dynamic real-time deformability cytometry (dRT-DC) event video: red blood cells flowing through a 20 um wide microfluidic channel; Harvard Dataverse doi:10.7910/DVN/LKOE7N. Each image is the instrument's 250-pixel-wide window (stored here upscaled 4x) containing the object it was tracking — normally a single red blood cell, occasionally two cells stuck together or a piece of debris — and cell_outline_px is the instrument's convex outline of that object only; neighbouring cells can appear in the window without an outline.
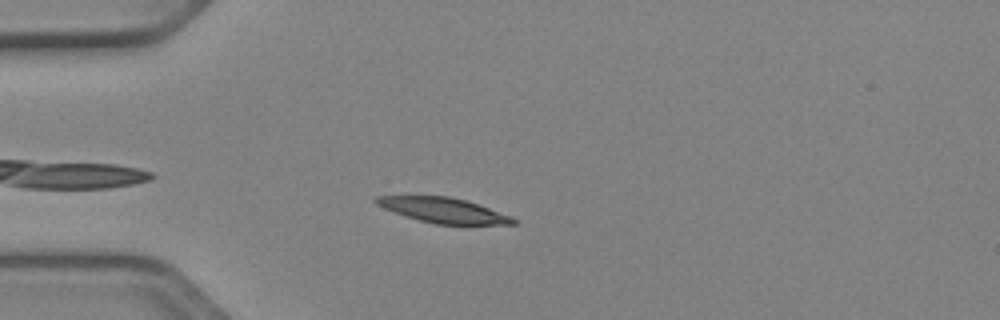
{"species": "Egyptian fruit bat (a non-hibernating species)", "species_latin": "Rousettus aegyptiacus", "temperature_condition": "cold", "stored_images_in_passage": 42, "camera_frame_rate_fps": 3000, "um_per_image_px": 0.085, "animal": {"sex": "female"}, "frame": {"image": 1, "passage_image": 4, "time_ms": 1.0, "image_size_px": [1000, 320], "cell_outline_px": [[516, 224], [436, 224], [404, 216], [384, 208], [376, 204], [372, 200], [376, 196], [448, 196], [464, 200], [512, 216], [516, 220]], "centroid_in_image_um": [37.64, 17.87], "position_along_channel_um": 47.4, "area_um2": 19.71}}
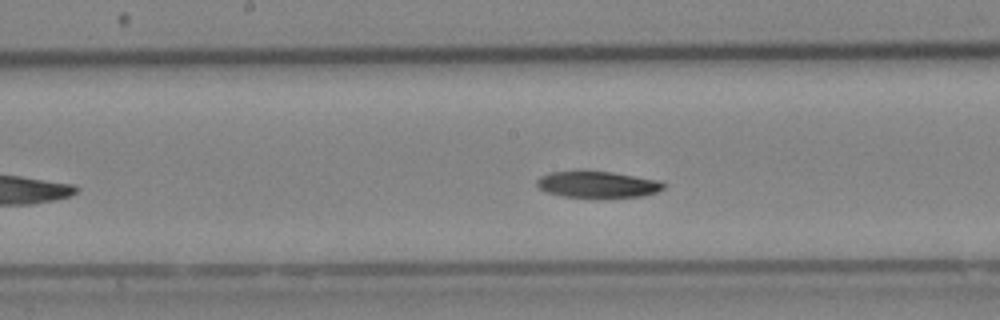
{"frame": {"image": 2, "passage_image": 17, "time_ms": 5.333, "image_size_px": [1000, 320], "cell_outline_px": [[668, 184], [664, 188], [656, 192], [644, 196], [564, 196], [544, 192], [536, 184], [536, 180], [540, 176], [552, 172], [612, 172], [664, 180]], "centroid_in_image_um": [50.87, 15.67], "position_along_channel_um": 197.3, "area_um2": 19.19}}
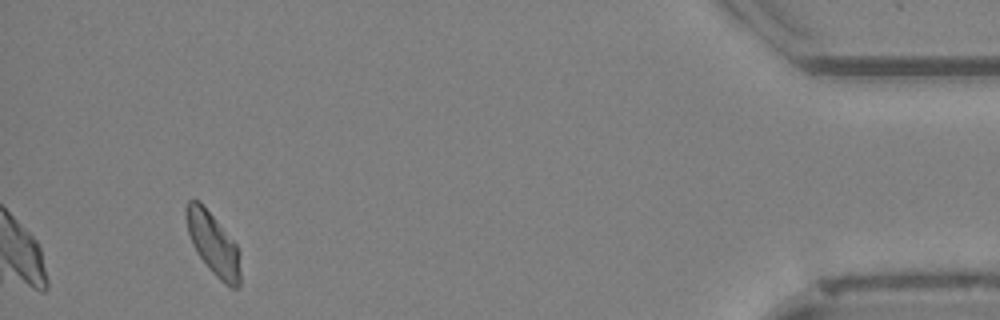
{"frame": {"image": 3, "passage_image": 39, "time_ms": 12.667, "image_size_px": [1000, 320], "cell_outline_px": [[240, 284], [236, 288], [232, 288], [224, 284], [212, 272], [196, 252], [192, 244], [188, 232], [184, 216], [184, 208], [188, 200], [200, 200], [236, 244], [240, 252]], "centroid_in_image_um": [18.1, 20.7], "position_along_channel_um": 417.1, "area_um2": 19.88}, "authors_computed_cell_mechanics": {"area_um2": 20.23, "velocity_mm_per_s": 3.9033, "shape_relaxation_time_tau1_ms": 4.3118, "shape_relaxation_time_tau2_ms": 9.9516, "deformation_change_tau1": 0.124, "deformation_change_tau2": 0.1527}}